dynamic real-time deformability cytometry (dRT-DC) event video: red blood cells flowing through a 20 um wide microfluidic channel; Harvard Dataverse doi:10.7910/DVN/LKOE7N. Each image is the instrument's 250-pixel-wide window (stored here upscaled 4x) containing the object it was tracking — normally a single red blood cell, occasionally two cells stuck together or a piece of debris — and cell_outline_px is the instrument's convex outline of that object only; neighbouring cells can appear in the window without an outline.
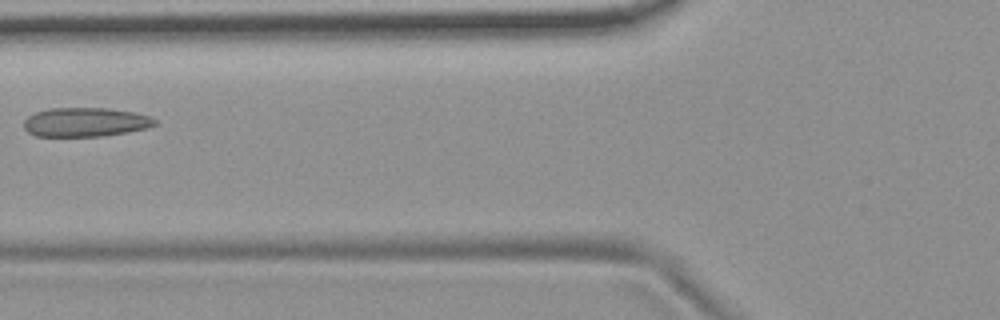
{"species": "common noctule bat (a hibernating species)", "species_latin": "Nyctalus noctula", "temperature_condition": "room temperature", "stored_images_in_passage": 5, "camera_frame_rate_fps": 3000, "um_per_image_px": 0.085, "animal": {"sex": "female", "body_mass_g": 19.9}, "frame": {"image": 1, "passage_image": 4, "time_ms": 4.333, "image_size_px": [1000, 320], "cell_outline_px": [[156, 124], [144, 128], [104, 136], [36, 136], [28, 132], [24, 128], [24, 120], [28, 116], [36, 112], [48, 108], [108, 108], [132, 112], [148, 116], [156, 120]], "centroid_in_image_um": [7.2, 10.38], "position_along_channel_um": 118.6, "area_um2": 21.96}}
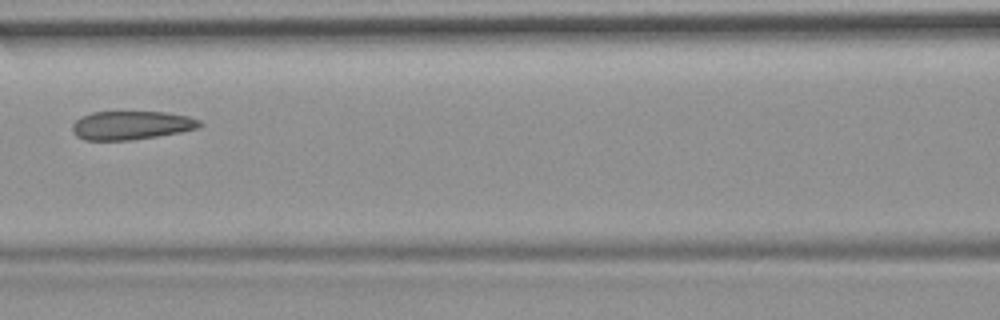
{"frame": {"image": 2, "passage_image": 5, "time_ms": 5.333, "image_size_px": [1000, 320], "cell_outline_px": [[204, 124], [200, 128], [180, 132], [132, 140], [84, 140], [76, 136], [72, 132], [72, 124], [80, 116], [92, 112], [164, 112], [188, 116], [200, 120]], "centroid_in_image_um": [11.16, 10.65], "position_along_channel_um": 155.4, "area_um2": 21.39}}